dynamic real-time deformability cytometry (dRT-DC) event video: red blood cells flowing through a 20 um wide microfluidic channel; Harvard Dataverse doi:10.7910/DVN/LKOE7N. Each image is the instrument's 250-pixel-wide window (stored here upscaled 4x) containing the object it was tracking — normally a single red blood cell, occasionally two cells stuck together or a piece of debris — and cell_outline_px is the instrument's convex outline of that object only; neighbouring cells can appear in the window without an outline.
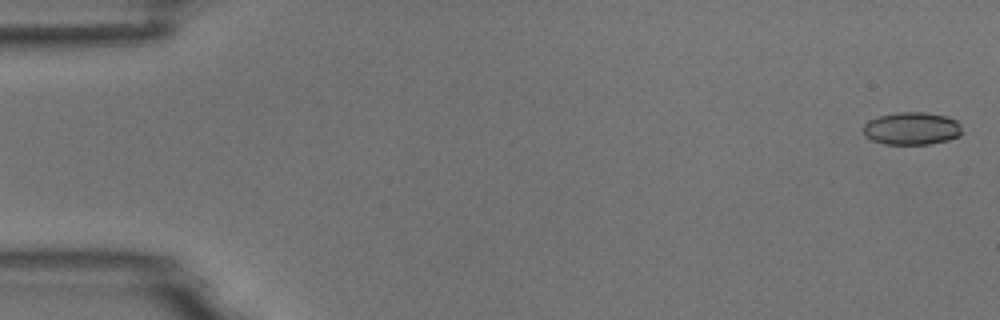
{"species": "common noctule bat (a hibernating species)", "species_latin": "Nyctalus noctula", "temperature_condition": "room temperature", "stored_images_in_passage": 6, "camera_frame_rate_fps": 3000, "um_per_image_px": 0.085, "animal": {"sex": "male", "body_mass_g": 18.8}, "frame": {"image": 1, "passage_image": 1, "time_ms": 0.0, "image_size_px": [1000, 320], "cell_outline_px": [[960, 136], [948, 140], [928, 144], [884, 144], [872, 140], [864, 132], [864, 124], [868, 120], [880, 116], [896, 112], [924, 112], [944, 116], [956, 120], [960, 124]], "centroid_in_image_um": [77.5, 10.92], "position_along_channel_um": 7.5, "area_um2": 18.61}}